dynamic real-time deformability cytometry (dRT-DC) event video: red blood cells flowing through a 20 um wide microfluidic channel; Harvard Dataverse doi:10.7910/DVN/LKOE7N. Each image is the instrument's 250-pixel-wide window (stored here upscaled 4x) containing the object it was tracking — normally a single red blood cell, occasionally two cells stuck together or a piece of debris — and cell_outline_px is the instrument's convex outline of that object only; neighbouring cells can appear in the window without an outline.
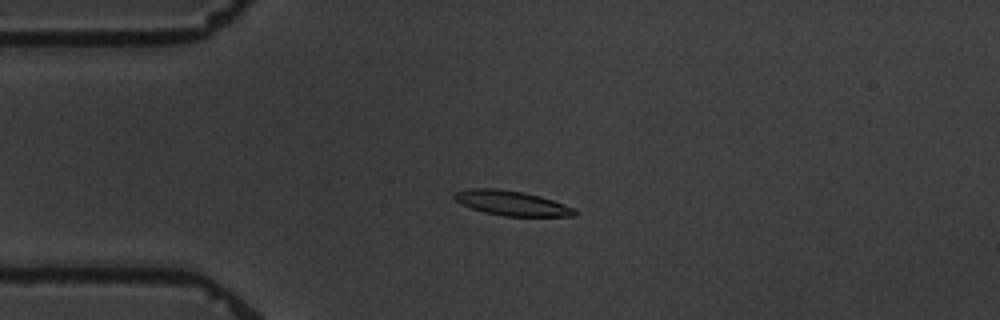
{"species": "common noctule bat (a hibernating species)", "species_latin": "Nyctalus noctula", "temperature_condition": "warm", "stored_images_in_passage": 5, "camera_frame_rate_fps": 3000, "um_per_image_px": 0.085, "animal": {"sex": "male", "body_mass_g": 19.5, "forearm_length_mm": 54.6}, "frame": {"image": 1, "passage_image": 4, "time_ms": 3.667, "image_size_px": [1000, 320], "cell_outline_px": [[576, 216], [504, 216], [484, 212], [472, 208], [456, 200], [452, 196], [456, 192], [468, 188], [496, 188], [524, 192], [540, 196], [552, 200], [572, 208], [576, 212]], "centroid_in_image_um": [43.47, 17.26], "position_along_channel_um": 41.5, "area_um2": 17.11}}